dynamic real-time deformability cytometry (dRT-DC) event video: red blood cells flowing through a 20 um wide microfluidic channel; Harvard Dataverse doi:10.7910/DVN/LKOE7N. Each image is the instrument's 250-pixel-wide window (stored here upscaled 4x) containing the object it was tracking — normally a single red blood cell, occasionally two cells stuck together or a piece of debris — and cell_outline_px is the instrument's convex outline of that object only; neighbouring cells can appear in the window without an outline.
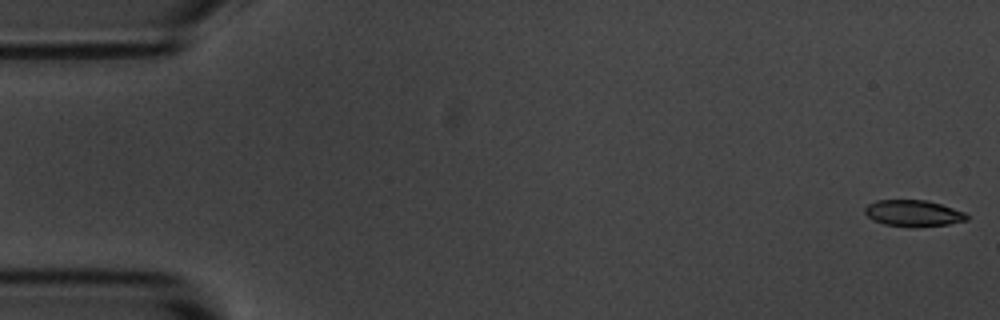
{"species": "common noctule bat (a hibernating species)", "species_latin": "Nyctalus noctula", "temperature_condition": "room temperature", "stored_images_in_passage": 54, "camera_frame_rate_fps": 3000, "um_per_image_px": 0.085, "animal": {"sex": "male", "body_mass_g": 20.1, "forearm_length_mm": 53.5}, "frame": {"image": 1, "passage_image": 1, "time_ms": 0.0, "image_size_px": [1000, 320], "cell_outline_px": [[968, 220], [948, 224], [884, 224], [872, 220], [864, 212], [864, 208], [868, 204], [876, 200], [928, 200], [964, 212], [968, 216]], "centroid_in_image_um": [77.6, 18.07], "position_along_channel_um": 7.4, "area_um2": 14.85}}
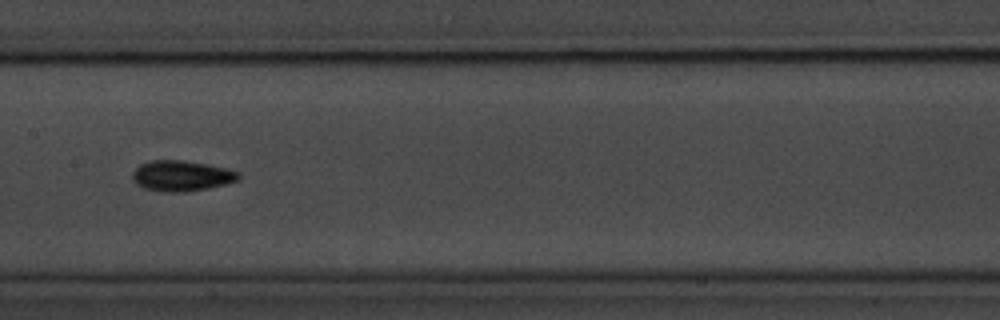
{"frame": {"image": 2, "passage_image": 27, "time_ms": 8.667, "image_size_px": [1000, 320], "cell_outline_px": [[240, 180], [208, 188], [184, 192], [164, 192], [144, 188], [136, 184], [132, 180], [132, 172], [140, 164], [148, 160], [184, 160], [208, 164], [228, 168], [240, 172]], "centroid_in_image_um": [15.43, 14.93], "position_along_channel_um": 192.0, "area_um2": 19.19}}
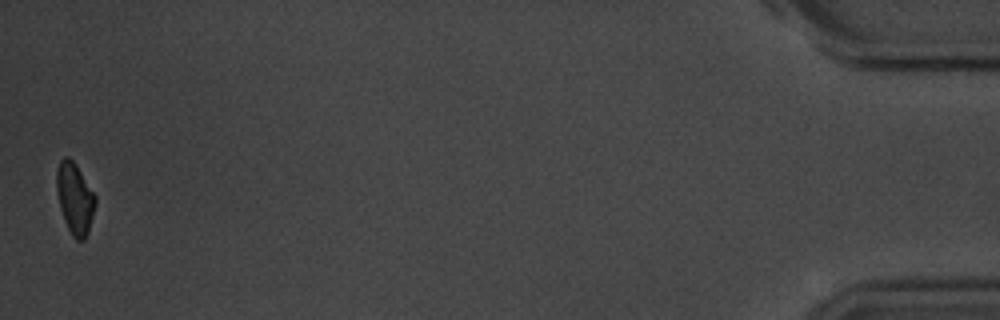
{"frame": {"image": 3, "passage_image": 54, "time_ms": 17.667, "image_size_px": [1000, 320], "cell_outline_px": [[96, 204], [88, 232], [84, 240], [76, 240], [72, 236], [64, 220], [60, 208], [56, 188], [56, 172], [60, 160], [64, 156], [68, 156], [76, 164], [96, 196]], "centroid_in_image_um": [6.36, 16.85], "position_along_channel_um": 428.8, "area_um2": 16.13}, "authors_computed_cell_mechanics": {"area_um2": 16.8198, "velocity_mm_per_s": 3.6823, "shape_relaxation_time_tau1_ms": 2.4358, "shape_relaxation_time_tau2_ms": 3.6452, "deformation_change_tau1": 0.1011, "deformation_change_tau2": 0.0872}}